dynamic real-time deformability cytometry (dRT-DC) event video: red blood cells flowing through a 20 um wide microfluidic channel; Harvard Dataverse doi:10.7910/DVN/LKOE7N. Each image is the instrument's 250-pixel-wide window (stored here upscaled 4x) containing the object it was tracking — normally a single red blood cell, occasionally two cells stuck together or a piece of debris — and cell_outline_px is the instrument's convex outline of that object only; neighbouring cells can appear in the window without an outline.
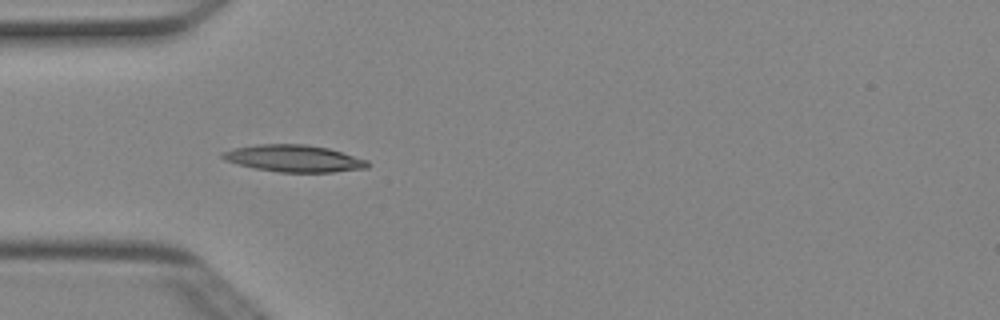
{"species": "Egyptian fruit bat (a non-hibernating species)", "species_latin": "Rousettus aegyptiacus", "temperature_condition": "cold", "stored_images_in_passage": 4, "camera_frame_rate_fps": 3000, "um_per_image_px": 0.085, "animal": {"sex": "female"}, "frame": {"image": 1, "passage_image": 2, "time_ms": 0.333, "image_size_px": [1000, 320], "cell_outline_px": [[372, 164], [368, 168], [332, 172], [280, 172], [256, 168], [224, 160], [220, 156], [220, 152], [232, 148], [256, 144], [304, 144], [328, 148], [368, 160]], "centroid_in_image_um": [24.98, 13.46], "position_along_channel_um": 60.0, "area_um2": 22.83}}
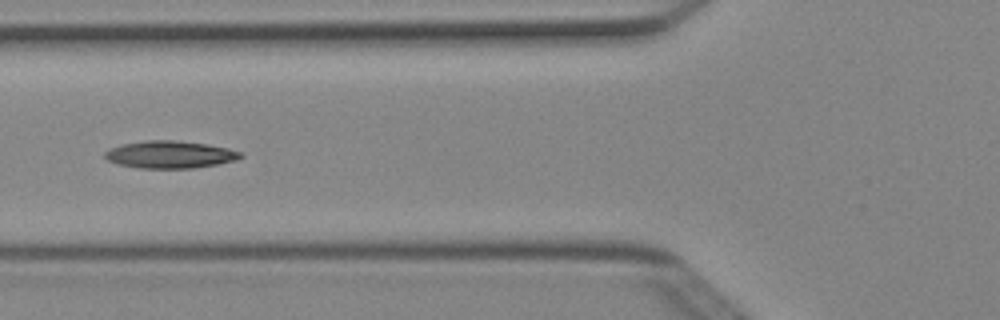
{"frame": {"image": 2, "passage_image": 3, "time_ms": 0.667, "image_size_px": [1000, 320], "cell_outline_px": [[244, 156], [236, 160], [216, 164], [192, 168], [140, 168], [116, 164], [108, 160], [104, 156], [104, 152], [120, 144], [144, 140], [176, 140], [208, 144], [228, 148], [240, 152]], "centroid_in_image_um": [14.43, 13.13], "position_along_channel_um": 111.4, "area_um2": 21.68}}
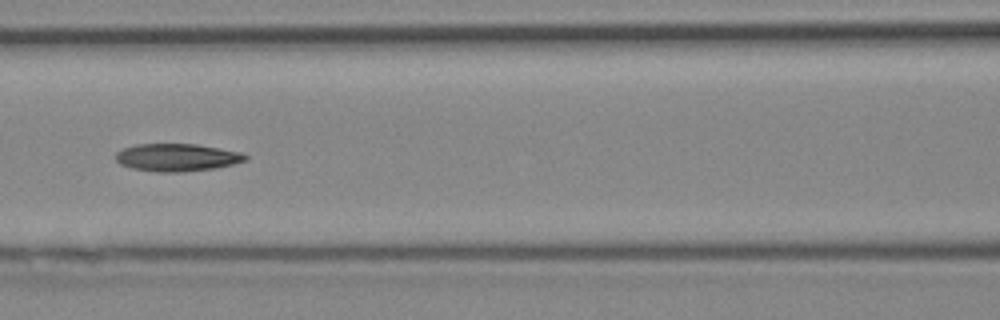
{"frame": {"image": 3, "passage_image": 4, "time_ms": 1.0, "image_size_px": [1000, 320], "cell_outline_px": [[248, 160], [216, 168], [180, 172], [156, 172], [132, 168], [120, 164], [116, 160], [116, 152], [124, 148], [136, 144], [196, 144], [240, 152], [248, 156]], "centroid_in_image_um": [15.04, 13.38], "position_along_channel_um": 151.6, "area_um2": 20.81}}